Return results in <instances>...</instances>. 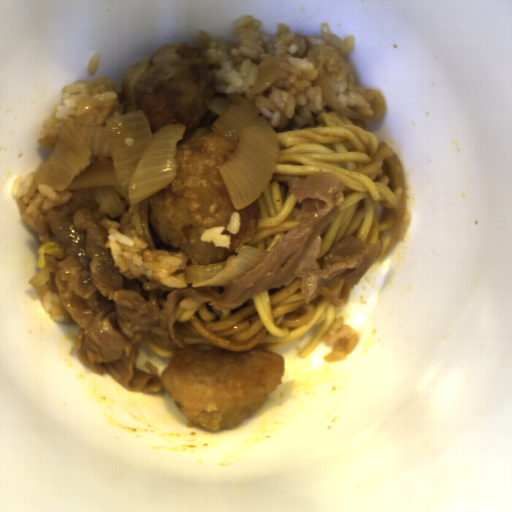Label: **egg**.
Wrapping results in <instances>:
<instances>
[{
    "mask_svg": "<svg viewBox=\"0 0 512 512\" xmlns=\"http://www.w3.org/2000/svg\"><path fill=\"white\" fill-rule=\"evenodd\" d=\"M45 254L53 256L56 260H62L66 254L60 244L55 242L42 243L38 249V268H44L46 265Z\"/></svg>",
    "mask_w": 512,
    "mask_h": 512,
    "instance_id": "egg-1",
    "label": "egg"
}]
</instances>
